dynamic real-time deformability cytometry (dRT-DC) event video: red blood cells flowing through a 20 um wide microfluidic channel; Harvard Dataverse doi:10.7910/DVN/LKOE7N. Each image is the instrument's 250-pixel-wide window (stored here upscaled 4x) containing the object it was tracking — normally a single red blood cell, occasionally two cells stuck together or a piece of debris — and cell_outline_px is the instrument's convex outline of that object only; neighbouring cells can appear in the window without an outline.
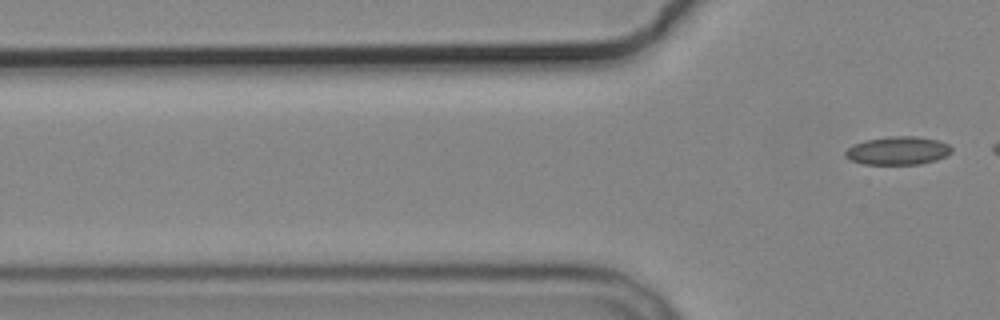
{"species": "common noctule bat (a hibernating species)", "species_latin": "Nyctalus noctula", "temperature_condition": "cold", "stored_images_in_passage": 7, "segment_of_instrument_passage": [2, 2], "camera_frame_rate_fps": 3000, "um_per_image_px": 0.085, "animal": {"sex": "male", "body_mass_g": 19.2, "forearm_length_mm": 51.8}, "frame": {"image": 1, "passage_image": 7, "time_ms": 8.0, "image_size_px": [1000, 320], "cell_outline_px": [[952, 152], [936, 160], [920, 164], [864, 164], [852, 160], [844, 156], [844, 152], [848, 148], [864, 140], [892, 136], [916, 136], [936, 140], [948, 144], [952, 148]], "centroid_in_image_um": [76.32, 12.8], "position_along_channel_um": 49.5, "area_um2": 17.34}}